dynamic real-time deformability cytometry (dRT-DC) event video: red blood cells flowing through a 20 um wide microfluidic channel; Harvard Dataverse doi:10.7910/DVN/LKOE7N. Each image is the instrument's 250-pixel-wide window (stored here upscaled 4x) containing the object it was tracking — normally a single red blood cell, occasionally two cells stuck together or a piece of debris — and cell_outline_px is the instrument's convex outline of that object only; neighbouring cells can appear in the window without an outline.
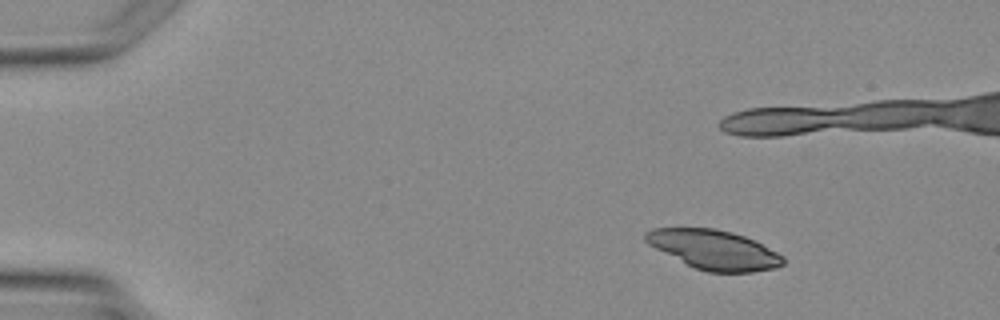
{"species": "Egyptian fruit bat (a non-hibernating species)", "species_latin": "Rousettus aegyptiacus", "temperature_condition": "warm", "stored_images_in_passage": 4, "camera_frame_rate_fps": 3000, "um_per_image_px": 0.085, "animal": {"sex": "female"}, "frame": {"image": 1, "passage_image": 2, "time_ms": 1.333, "image_size_px": [1000, 320], "cell_outline_px": [[784, 264], [776, 268], [752, 272], [708, 272], [696, 268], [648, 244], [644, 240], [644, 232], [652, 228], [712, 228], [732, 232], [756, 240], [784, 256]], "centroid_in_image_um": [60.72, 21.21], "position_along_channel_um": 24.3, "area_um2": 31.39}}